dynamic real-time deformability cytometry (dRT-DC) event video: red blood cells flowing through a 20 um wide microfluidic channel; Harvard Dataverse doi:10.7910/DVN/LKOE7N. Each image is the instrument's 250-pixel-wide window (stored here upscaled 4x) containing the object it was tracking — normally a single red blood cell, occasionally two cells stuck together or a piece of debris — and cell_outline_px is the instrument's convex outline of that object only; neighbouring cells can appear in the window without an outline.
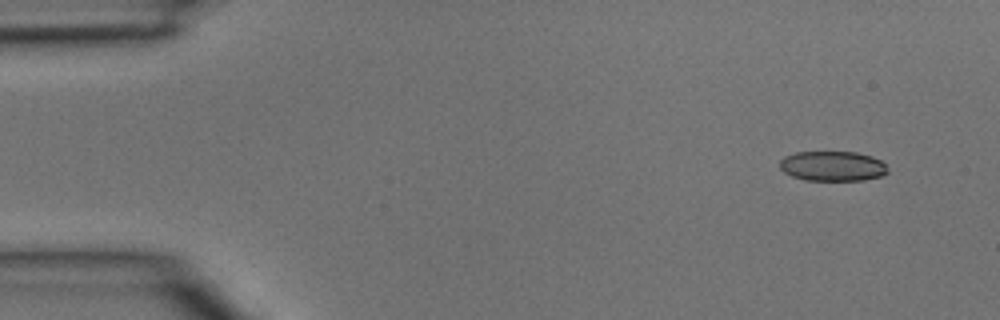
{"species": "common noctule bat (a hibernating species)", "species_latin": "Nyctalus noctula", "temperature_condition": "room temperature", "stored_images_in_passage": 3, "segment_of_instrument_passage": [2, 2], "camera_frame_rate_fps": 3000, "um_per_image_px": 0.085, "animal": {"sex": "male", "body_mass_g": 15.6}, "frame": {"image": 1, "passage_image": 3, "time_ms": 0.667, "image_size_px": [1000, 320], "cell_outline_px": [[888, 172], [880, 176], [864, 180], [804, 180], [792, 176], [784, 172], [780, 168], [780, 160], [784, 156], [796, 152], [856, 152], [872, 156], [880, 160], [884, 164]], "centroid_in_image_um": [70.74, 14.11], "position_along_channel_um": 14.3, "area_um2": 18.79}}